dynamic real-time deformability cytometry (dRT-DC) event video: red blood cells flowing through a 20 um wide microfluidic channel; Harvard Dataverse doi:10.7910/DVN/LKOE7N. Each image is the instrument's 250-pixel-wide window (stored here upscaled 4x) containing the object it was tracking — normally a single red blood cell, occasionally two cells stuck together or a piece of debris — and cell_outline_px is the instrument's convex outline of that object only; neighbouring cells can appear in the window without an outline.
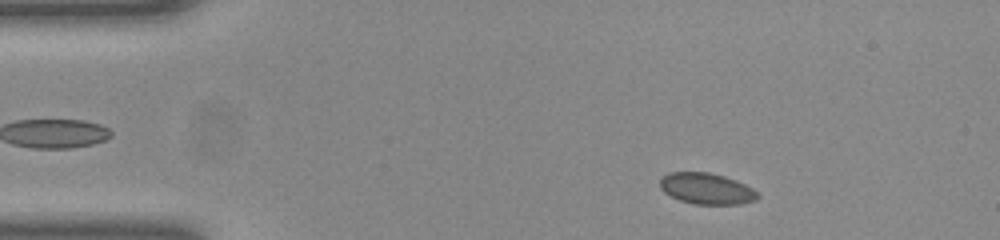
{"species": "common noctule bat (a hibernating species)", "species_latin": "Nyctalus noctula", "temperature_condition": "room temperature", "stored_images_in_passage": 49, "segment_of_instrument_passage": [1, 2], "camera_frame_rate_fps": 3000, "um_per_image_px": 0.085, "animal": {"sex": "female", "body_mass_g": 23.0, "forearm_length_mm": 53.4}, "frame": {"image": 1, "passage_image": 5, "time_ms": 1.333, "image_size_px": [1000, 240], "cell_outline_px": [[760, 196], [756, 200], [736, 204], [696, 204], [680, 200], [664, 192], [660, 188], [660, 180], [664, 176], [672, 172], [708, 172], [724, 176], [744, 184], [752, 188]], "centroid_in_image_um": [60.05, 16.03], "position_along_channel_um": 24.9, "area_um2": 17.46}}
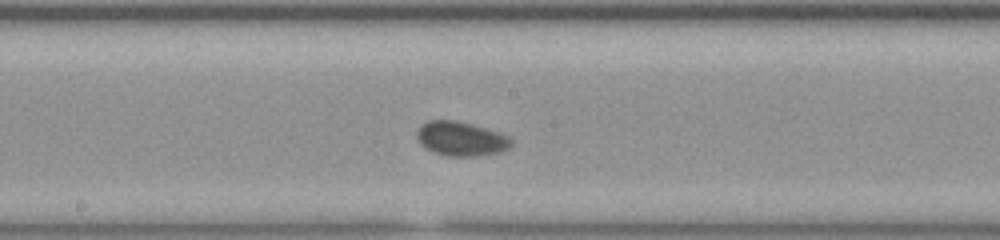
{"frame": {"image": 2, "passage_image": 24, "time_ms": 7.667, "image_size_px": [1000, 240], "cell_outline_px": [[512, 144], [508, 148], [500, 152], [476, 156], [448, 156], [432, 152], [416, 136], [416, 132], [428, 120], [456, 120], [472, 124], [508, 136], [512, 140]], "centroid_in_image_um": [39.2, 11.79], "position_along_channel_um": 209.0, "area_um2": 18.5}}
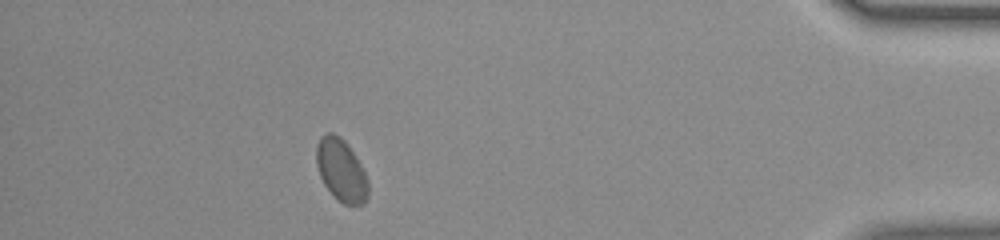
{"frame": {"image": 3, "passage_image": 43, "time_ms": 14.0, "image_size_px": [1000, 240], "cell_outline_px": [[368, 196], [364, 204], [344, 204], [324, 184], [320, 176], [316, 164], [316, 148], [320, 136], [328, 132], [332, 132], [344, 140], [360, 164], [368, 180]], "centroid_in_image_um": [28.99, 14.45], "position_along_channel_um": 406.2, "area_um2": 18.44}}